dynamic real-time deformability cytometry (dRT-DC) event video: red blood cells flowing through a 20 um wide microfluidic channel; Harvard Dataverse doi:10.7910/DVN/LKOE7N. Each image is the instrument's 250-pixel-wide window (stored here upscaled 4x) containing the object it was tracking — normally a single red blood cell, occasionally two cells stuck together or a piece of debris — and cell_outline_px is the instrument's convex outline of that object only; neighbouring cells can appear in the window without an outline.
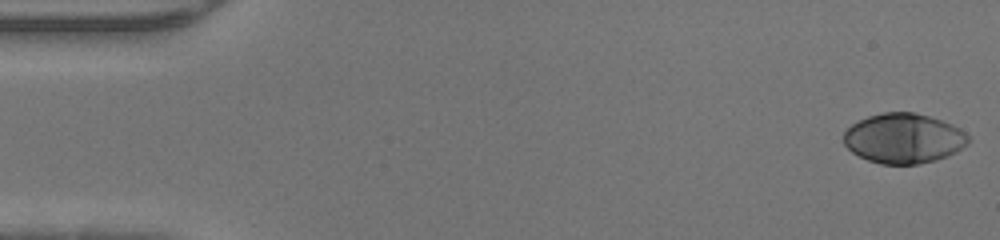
{"species": "human", "species_latin": "Homo sapiens", "temperature_condition": "warm", "stored_images_in_passage": 47, "camera_frame_rate_fps": 3000, "um_per_image_px": 0.085, "donor": {"sex": "male"}, "frame": {"image": 1, "passage_image": 1, "time_ms": 0.0, "image_size_px": [1000, 240], "cell_outline_px": [[968, 144], [956, 152], [948, 156], [936, 160], [920, 164], [880, 164], [868, 160], [852, 152], [844, 144], [844, 132], [852, 124], [868, 116], [884, 112], [912, 112], [928, 116], [952, 124], [960, 128], [968, 136]], "centroid_in_image_um": [76.82, 11.77], "position_along_channel_um": 8.2, "area_um2": 36.18}}
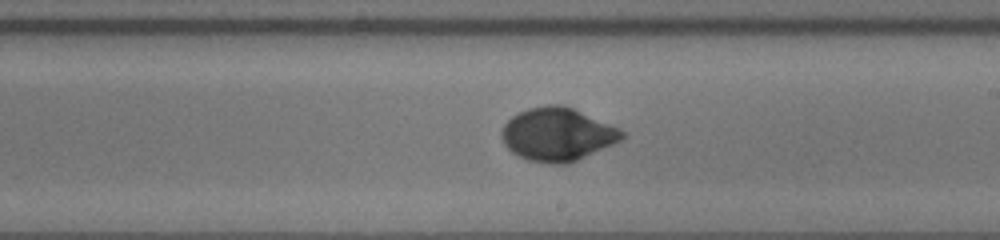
{"frame": {"image": 2, "passage_image": 27, "time_ms": 8.667, "image_size_px": [1000, 240], "cell_outline_px": [[624, 136], [620, 140], [612, 144], [576, 160], [564, 164], [552, 164], [528, 160], [512, 152], [504, 144], [500, 136], [500, 132], [504, 124], [512, 116], [528, 108], [548, 104], [564, 104], [608, 124], [624, 132]], "centroid_in_image_um": [47.31, 11.41], "position_along_channel_um": 241.7, "area_um2": 36.76}}
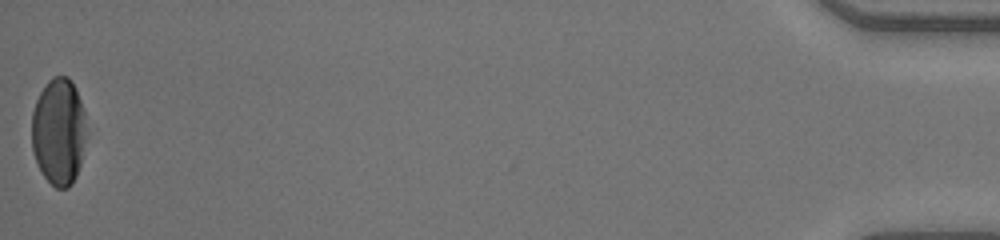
{"frame": {"image": 3, "passage_image": 47, "time_ms": 15.333, "image_size_px": [1000, 240], "cell_outline_px": [[84, 140], [80, 164], [76, 176], [72, 184], [68, 188], [56, 188], [44, 176], [36, 160], [32, 148], [32, 112], [36, 100], [40, 92], [48, 80], [52, 76], [68, 76], [76, 88], [84, 112]], "centroid_in_image_um": [4.97, 11.16], "position_along_channel_um": 430.2, "area_um2": 33.76}}